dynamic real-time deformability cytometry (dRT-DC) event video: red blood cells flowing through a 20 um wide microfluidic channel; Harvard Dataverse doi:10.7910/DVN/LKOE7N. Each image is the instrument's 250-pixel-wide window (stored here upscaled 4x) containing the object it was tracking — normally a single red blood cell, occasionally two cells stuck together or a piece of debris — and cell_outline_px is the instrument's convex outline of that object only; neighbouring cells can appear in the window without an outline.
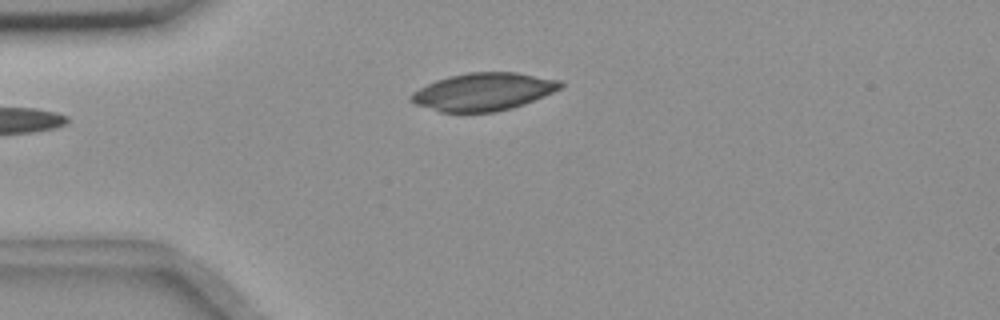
{"species": "common noctule bat (a hibernating species)", "species_latin": "Nyctalus noctula", "temperature_condition": "room temperature", "stored_images_in_passage": 5, "camera_frame_rate_fps": 3000, "um_per_image_px": 0.085, "animal": {"sex": "female", "body_mass_g": 18.4}, "frame": {"image": 1, "passage_image": 5, "time_ms": 4.333, "image_size_px": [1000, 320], "cell_outline_px": [[564, 84], [560, 88], [544, 96], [524, 104], [512, 108], [496, 112], [440, 112], [416, 104], [408, 100], [408, 96], [412, 92], [436, 80], [448, 76], [468, 72], [516, 72], [564, 80]], "centroid_in_image_um": [41.1, 7.79], "position_along_channel_um": 43.9, "area_um2": 33.0}}